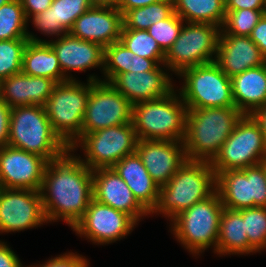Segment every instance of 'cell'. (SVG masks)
I'll return each instance as SVG.
<instances>
[{
    "label": "cell",
    "instance_id": "1",
    "mask_svg": "<svg viewBox=\"0 0 266 267\" xmlns=\"http://www.w3.org/2000/svg\"><path fill=\"white\" fill-rule=\"evenodd\" d=\"M71 149L47 162L40 189L48 223L63 221L72 230L93 198V170Z\"/></svg>",
    "mask_w": 266,
    "mask_h": 267
},
{
    "label": "cell",
    "instance_id": "2",
    "mask_svg": "<svg viewBox=\"0 0 266 267\" xmlns=\"http://www.w3.org/2000/svg\"><path fill=\"white\" fill-rule=\"evenodd\" d=\"M216 191V175L208 161L186 160L169 182L159 187L158 201L150 212L169 222L180 212Z\"/></svg>",
    "mask_w": 266,
    "mask_h": 267
},
{
    "label": "cell",
    "instance_id": "3",
    "mask_svg": "<svg viewBox=\"0 0 266 267\" xmlns=\"http://www.w3.org/2000/svg\"><path fill=\"white\" fill-rule=\"evenodd\" d=\"M242 116L236 107L188 110L183 141L187 159L211 162Z\"/></svg>",
    "mask_w": 266,
    "mask_h": 267
},
{
    "label": "cell",
    "instance_id": "4",
    "mask_svg": "<svg viewBox=\"0 0 266 267\" xmlns=\"http://www.w3.org/2000/svg\"><path fill=\"white\" fill-rule=\"evenodd\" d=\"M187 106L177 88L165 97L132 106V124L138 140L184 141Z\"/></svg>",
    "mask_w": 266,
    "mask_h": 267
},
{
    "label": "cell",
    "instance_id": "5",
    "mask_svg": "<svg viewBox=\"0 0 266 267\" xmlns=\"http://www.w3.org/2000/svg\"><path fill=\"white\" fill-rule=\"evenodd\" d=\"M8 145L43 157L47 162L62 156L69 147L53 131L45 107H13Z\"/></svg>",
    "mask_w": 266,
    "mask_h": 267
},
{
    "label": "cell",
    "instance_id": "6",
    "mask_svg": "<svg viewBox=\"0 0 266 267\" xmlns=\"http://www.w3.org/2000/svg\"><path fill=\"white\" fill-rule=\"evenodd\" d=\"M224 206L215 191L207 199L180 212L170 221V233L194 257L212 248L216 254L220 217Z\"/></svg>",
    "mask_w": 266,
    "mask_h": 267
},
{
    "label": "cell",
    "instance_id": "7",
    "mask_svg": "<svg viewBox=\"0 0 266 267\" xmlns=\"http://www.w3.org/2000/svg\"><path fill=\"white\" fill-rule=\"evenodd\" d=\"M97 75H88L87 82L67 80L57 83L50 98L45 103V110L53 131L69 147L82 137V124L91 81H101Z\"/></svg>",
    "mask_w": 266,
    "mask_h": 267
},
{
    "label": "cell",
    "instance_id": "8",
    "mask_svg": "<svg viewBox=\"0 0 266 267\" xmlns=\"http://www.w3.org/2000/svg\"><path fill=\"white\" fill-rule=\"evenodd\" d=\"M177 90L187 109L213 107H235L232 83L215 62L198 65L183 70Z\"/></svg>",
    "mask_w": 266,
    "mask_h": 267
},
{
    "label": "cell",
    "instance_id": "9",
    "mask_svg": "<svg viewBox=\"0 0 266 267\" xmlns=\"http://www.w3.org/2000/svg\"><path fill=\"white\" fill-rule=\"evenodd\" d=\"M221 27L184 22L178 38L165 54L164 65L176 77L185 69L215 61Z\"/></svg>",
    "mask_w": 266,
    "mask_h": 267
},
{
    "label": "cell",
    "instance_id": "10",
    "mask_svg": "<svg viewBox=\"0 0 266 267\" xmlns=\"http://www.w3.org/2000/svg\"><path fill=\"white\" fill-rule=\"evenodd\" d=\"M138 138L133 124L111 126L84 134L70 149L84 151L79 159L91 170L111 168L122 158L136 152Z\"/></svg>",
    "mask_w": 266,
    "mask_h": 267
},
{
    "label": "cell",
    "instance_id": "11",
    "mask_svg": "<svg viewBox=\"0 0 266 267\" xmlns=\"http://www.w3.org/2000/svg\"><path fill=\"white\" fill-rule=\"evenodd\" d=\"M265 157L266 142L262 129L251 115H243L210 163L217 176L223 171L260 164Z\"/></svg>",
    "mask_w": 266,
    "mask_h": 267
},
{
    "label": "cell",
    "instance_id": "12",
    "mask_svg": "<svg viewBox=\"0 0 266 267\" xmlns=\"http://www.w3.org/2000/svg\"><path fill=\"white\" fill-rule=\"evenodd\" d=\"M216 191L226 209L266 207V170L262 163L216 176Z\"/></svg>",
    "mask_w": 266,
    "mask_h": 267
},
{
    "label": "cell",
    "instance_id": "13",
    "mask_svg": "<svg viewBox=\"0 0 266 267\" xmlns=\"http://www.w3.org/2000/svg\"><path fill=\"white\" fill-rule=\"evenodd\" d=\"M132 106L110 83L91 81L83 117L82 136L111 126L132 123Z\"/></svg>",
    "mask_w": 266,
    "mask_h": 267
},
{
    "label": "cell",
    "instance_id": "14",
    "mask_svg": "<svg viewBox=\"0 0 266 267\" xmlns=\"http://www.w3.org/2000/svg\"><path fill=\"white\" fill-rule=\"evenodd\" d=\"M137 225L130 215L92 198L72 231L94 245L104 246L126 238Z\"/></svg>",
    "mask_w": 266,
    "mask_h": 267
},
{
    "label": "cell",
    "instance_id": "15",
    "mask_svg": "<svg viewBox=\"0 0 266 267\" xmlns=\"http://www.w3.org/2000/svg\"><path fill=\"white\" fill-rule=\"evenodd\" d=\"M40 191L0 187V234L47 225Z\"/></svg>",
    "mask_w": 266,
    "mask_h": 267
},
{
    "label": "cell",
    "instance_id": "16",
    "mask_svg": "<svg viewBox=\"0 0 266 267\" xmlns=\"http://www.w3.org/2000/svg\"><path fill=\"white\" fill-rule=\"evenodd\" d=\"M28 40L31 42H48L57 54V58L63 75L68 80H76L70 74L72 71L86 72L90 69L104 70V48L97 43L81 40L69 32L55 38L54 40H45L34 35L28 30Z\"/></svg>",
    "mask_w": 266,
    "mask_h": 267
},
{
    "label": "cell",
    "instance_id": "17",
    "mask_svg": "<svg viewBox=\"0 0 266 267\" xmlns=\"http://www.w3.org/2000/svg\"><path fill=\"white\" fill-rule=\"evenodd\" d=\"M47 161L12 146L0 148V187L40 191Z\"/></svg>",
    "mask_w": 266,
    "mask_h": 267
},
{
    "label": "cell",
    "instance_id": "18",
    "mask_svg": "<svg viewBox=\"0 0 266 267\" xmlns=\"http://www.w3.org/2000/svg\"><path fill=\"white\" fill-rule=\"evenodd\" d=\"M172 75L164 64H159L151 71L118 74L110 84L135 105L170 94L176 87Z\"/></svg>",
    "mask_w": 266,
    "mask_h": 267
},
{
    "label": "cell",
    "instance_id": "19",
    "mask_svg": "<svg viewBox=\"0 0 266 267\" xmlns=\"http://www.w3.org/2000/svg\"><path fill=\"white\" fill-rule=\"evenodd\" d=\"M136 152L159 187L167 184L187 160L183 141L138 140Z\"/></svg>",
    "mask_w": 266,
    "mask_h": 267
},
{
    "label": "cell",
    "instance_id": "20",
    "mask_svg": "<svg viewBox=\"0 0 266 267\" xmlns=\"http://www.w3.org/2000/svg\"><path fill=\"white\" fill-rule=\"evenodd\" d=\"M93 198L100 203L125 212L138 224L144 217L150 215L112 167L93 170Z\"/></svg>",
    "mask_w": 266,
    "mask_h": 267
},
{
    "label": "cell",
    "instance_id": "21",
    "mask_svg": "<svg viewBox=\"0 0 266 267\" xmlns=\"http://www.w3.org/2000/svg\"><path fill=\"white\" fill-rule=\"evenodd\" d=\"M123 15L116 7L92 6L74 22L69 33L103 48L120 40Z\"/></svg>",
    "mask_w": 266,
    "mask_h": 267
},
{
    "label": "cell",
    "instance_id": "22",
    "mask_svg": "<svg viewBox=\"0 0 266 267\" xmlns=\"http://www.w3.org/2000/svg\"><path fill=\"white\" fill-rule=\"evenodd\" d=\"M214 62L232 78L247 69L264 65L266 59L249 36L229 35L221 30Z\"/></svg>",
    "mask_w": 266,
    "mask_h": 267
},
{
    "label": "cell",
    "instance_id": "23",
    "mask_svg": "<svg viewBox=\"0 0 266 267\" xmlns=\"http://www.w3.org/2000/svg\"><path fill=\"white\" fill-rule=\"evenodd\" d=\"M56 84L49 78L28 76L21 72L0 82V97L10 108L31 105L44 107Z\"/></svg>",
    "mask_w": 266,
    "mask_h": 267
},
{
    "label": "cell",
    "instance_id": "24",
    "mask_svg": "<svg viewBox=\"0 0 266 267\" xmlns=\"http://www.w3.org/2000/svg\"><path fill=\"white\" fill-rule=\"evenodd\" d=\"M88 0H53L51 6L28 20L46 37H60L70 31L75 20L90 9Z\"/></svg>",
    "mask_w": 266,
    "mask_h": 267
},
{
    "label": "cell",
    "instance_id": "25",
    "mask_svg": "<svg viewBox=\"0 0 266 267\" xmlns=\"http://www.w3.org/2000/svg\"><path fill=\"white\" fill-rule=\"evenodd\" d=\"M131 189L134 197L150 213L158 201L159 186L134 152L122 158L112 167Z\"/></svg>",
    "mask_w": 266,
    "mask_h": 267
},
{
    "label": "cell",
    "instance_id": "26",
    "mask_svg": "<svg viewBox=\"0 0 266 267\" xmlns=\"http://www.w3.org/2000/svg\"><path fill=\"white\" fill-rule=\"evenodd\" d=\"M231 83L235 107L243 115L266 105V63L233 76Z\"/></svg>",
    "mask_w": 266,
    "mask_h": 267
},
{
    "label": "cell",
    "instance_id": "27",
    "mask_svg": "<svg viewBox=\"0 0 266 267\" xmlns=\"http://www.w3.org/2000/svg\"><path fill=\"white\" fill-rule=\"evenodd\" d=\"M254 253L258 252L249 244L242 214L238 210L224 208L220 217L216 254L222 257Z\"/></svg>",
    "mask_w": 266,
    "mask_h": 267
},
{
    "label": "cell",
    "instance_id": "28",
    "mask_svg": "<svg viewBox=\"0 0 266 267\" xmlns=\"http://www.w3.org/2000/svg\"><path fill=\"white\" fill-rule=\"evenodd\" d=\"M21 72L28 76L46 77L56 83L68 80L62 73L56 52L48 42L28 41L23 52Z\"/></svg>",
    "mask_w": 266,
    "mask_h": 267
},
{
    "label": "cell",
    "instance_id": "29",
    "mask_svg": "<svg viewBox=\"0 0 266 267\" xmlns=\"http://www.w3.org/2000/svg\"><path fill=\"white\" fill-rule=\"evenodd\" d=\"M174 12L188 23H209L222 27L225 0H173Z\"/></svg>",
    "mask_w": 266,
    "mask_h": 267
},
{
    "label": "cell",
    "instance_id": "30",
    "mask_svg": "<svg viewBox=\"0 0 266 267\" xmlns=\"http://www.w3.org/2000/svg\"><path fill=\"white\" fill-rule=\"evenodd\" d=\"M174 12L173 0H161L123 14V28L147 30L151 25L168 18Z\"/></svg>",
    "mask_w": 266,
    "mask_h": 267
},
{
    "label": "cell",
    "instance_id": "31",
    "mask_svg": "<svg viewBox=\"0 0 266 267\" xmlns=\"http://www.w3.org/2000/svg\"><path fill=\"white\" fill-rule=\"evenodd\" d=\"M28 27L20 0H11L0 7V40L27 38Z\"/></svg>",
    "mask_w": 266,
    "mask_h": 267
},
{
    "label": "cell",
    "instance_id": "32",
    "mask_svg": "<svg viewBox=\"0 0 266 267\" xmlns=\"http://www.w3.org/2000/svg\"><path fill=\"white\" fill-rule=\"evenodd\" d=\"M119 41L136 56L164 64L165 53L147 30L122 29Z\"/></svg>",
    "mask_w": 266,
    "mask_h": 267
},
{
    "label": "cell",
    "instance_id": "33",
    "mask_svg": "<svg viewBox=\"0 0 266 267\" xmlns=\"http://www.w3.org/2000/svg\"><path fill=\"white\" fill-rule=\"evenodd\" d=\"M133 52L120 41L104 48V70L101 81L110 83L118 74L131 72Z\"/></svg>",
    "mask_w": 266,
    "mask_h": 267
},
{
    "label": "cell",
    "instance_id": "34",
    "mask_svg": "<svg viewBox=\"0 0 266 267\" xmlns=\"http://www.w3.org/2000/svg\"><path fill=\"white\" fill-rule=\"evenodd\" d=\"M28 38L0 40V82L21 73L23 52Z\"/></svg>",
    "mask_w": 266,
    "mask_h": 267
},
{
    "label": "cell",
    "instance_id": "35",
    "mask_svg": "<svg viewBox=\"0 0 266 267\" xmlns=\"http://www.w3.org/2000/svg\"><path fill=\"white\" fill-rule=\"evenodd\" d=\"M238 211L245 220L249 244L259 253L266 250V207L256 206Z\"/></svg>",
    "mask_w": 266,
    "mask_h": 267
},
{
    "label": "cell",
    "instance_id": "36",
    "mask_svg": "<svg viewBox=\"0 0 266 267\" xmlns=\"http://www.w3.org/2000/svg\"><path fill=\"white\" fill-rule=\"evenodd\" d=\"M263 15L264 11L251 9L226 11L221 30L229 35L250 36Z\"/></svg>",
    "mask_w": 266,
    "mask_h": 267
},
{
    "label": "cell",
    "instance_id": "37",
    "mask_svg": "<svg viewBox=\"0 0 266 267\" xmlns=\"http://www.w3.org/2000/svg\"><path fill=\"white\" fill-rule=\"evenodd\" d=\"M184 21L173 12L168 18L151 25L147 31L166 54L178 38Z\"/></svg>",
    "mask_w": 266,
    "mask_h": 267
},
{
    "label": "cell",
    "instance_id": "38",
    "mask_svg": "<svg viewBox=\"0 0 266 267\" xmlns=\"http://www.w3.org/2000/svg\"><path fill=\"white\" fill-rule=\"evenodd\" d=\"M88 259L77 252H66L52 257L42 264L28 265L25 267H89Z\"/></svg>",
    "mask_w": 266,
    "mask_h": 267
},
{
    "label": "cell",
    "instance_id": "39",
    "mask_svg": "<svg viewBox=\"0 0 266 267\" xmlns=\"http://www.w3.org/2000/svg\"><path fill=\"white\" fill-rule=\"evenodd\" d=\"M11 110L0 97V148L8 145Z\"/></svg>",
    "mask_w": 266,
    "mask_h": 267
},
{
    "label": "cell",
    "instance_id": "40",
    "mask_svg": "<svg viewBox=\"0 0 266 267\" xmlns=\"http://www.w3.org/2000/svg\"><path fill=\"white\" fill-rule=\"evenodd\" d=\"M7 242L0 240V267H25Z\"/></svg>",
    "mask_w": 266,
    "mask_h": 267
},
{
    "label": "cell",
    "instance_id": "41",
    "mask_svg": "<svg viewBox=\"0 0 266 267\" xmlns=\"http://www.w3.org/2000/svg\"><path fill=\"white\" fill-rule=\"evenodd\" d=\"M27 21L34 15L47 10L53 0H20Z\"/></svg>",
    "mask_w": 266,
    "mask_h": 267
},
{
    "label": "cell",
    "instance_id": "42",
    "mask_svg": "<svg viewBox=\"0 0 266 267\" xmlns=\"http://www.w3.org/2000/svg\"><path fill=\"white\" fill-rule=\"evenodd\" d=\"M240 9L265 10V0H225V11Z\"/></svg>",
    "mask_w": 266,
    "mask_h": 267
},
{
    "label": "cell",
    "instance_id": "43",
    "mask_svg": "<svg viewBox=\"0 0 266 267\" xmlns=\"http://www.w3.org/2000/svg\"><path fill=\"white\" fill-rule=\"evenodd\" d=\"M250 39L260 48L266 59V15H263L250 34Z\"/></svg>",
    "mask_w": 266,
    "mask_h": 267
},
{
    "label": "cell",
    "instance_id": "44",
    "mask_svg": "<svg viewBox=\"0 0 266 267\" xmlns=\"http://www.w3.org/2000/svg\"><path fill=\"white\" fill-rule=\"evenodd\" d=\"M158 64L153 59H147L141 56H134L131 63V72H143L154 70Z\"/></svg>",
    "mask_w": 266,
    "mask_h": 267
},
{
    "label": "cell",
    "instance_id": "45",
    "mask_svg": "<svg viewBox=\"0 0 266 267\" xmlns=\"http://www.w3.org/2000/svg\"><path fill=\"white\" fill-rule=\"evenodd\" d=\"M161 0H119L117 9L122 13V15L128 11L135 8L145 7L150 4L159 2Z\"/></svg>",
    "mask_w": 266,
    "mask_h": 267
},
{
    "label": "cell",
    "instance_id": "46",
    "mask_svg": "<svg viewBox=\"0 0 266 267\" xmlns=\"http://www.w3.org/2000/svg\"><path fill=\"white\" fill-rule=\"evenodd\" d=\"M251 116L254 118V120L259 124L260 128L262 129V133L264 135V139L266 142V105L255 110L251 114Z\"/></svg>",
    "mask_w": 266,
    "mask_h": 267
},
{
    "label": "cell",
    "instance_id": "47",
    "mask_svg": "<svg viewBox=\"0 0 266 267\" xmlns=\"http://www.w3.org/2000/svg\"><path fill=\"white\" fill-rule=\"evenodd\" d=\"M92 6L97 7H116L119 0H88Z\"/></svg>",
    "mask_w": 266,
    "mask_h": 267
},
{
    "label": "cell",
    "instance_id": "48",
    "mask_svg": "<svg viewBox=\"0 0 266 267\" xmlns=\"http://www.w3.org/2000/svg\"><path fill=\"white\" fill-rule=\"evenodd\" d=\"M9 1H11V0H0V7H1L3 4L8 3Z\"/></svg>",
    "mask_w": 266,
    "mask_h": 267
},
{
    "label": "cell",
    "instance_id": "49",
    "mask_svg": "<svg viewBox=\"0 0 266 267\" xmlns=\"http://www.w3.org/2000/svg\"><path fill=\"white\" fill-rule=\"evenodd\" d=\"M261 163L263 164V166H264V168L266 170V157H265V159Z\"/></svg>",
    "mask_w": 266,
    "mask_h": 267
},
{
    "label": "cell",
    "instance_id": "50",
    "mask_svg": "<svg viewBox=\"0 0 266 267\" xmlns=\"http://www.w3.org/2000/svg\"><path fill=\"white\" fill-rule=\"evenodd\" d=\"M264 15H266V0H265V10H264Z\"/></svg>",
    "mask_w": 266,
    "mask_h": 267
}]
</instances>
